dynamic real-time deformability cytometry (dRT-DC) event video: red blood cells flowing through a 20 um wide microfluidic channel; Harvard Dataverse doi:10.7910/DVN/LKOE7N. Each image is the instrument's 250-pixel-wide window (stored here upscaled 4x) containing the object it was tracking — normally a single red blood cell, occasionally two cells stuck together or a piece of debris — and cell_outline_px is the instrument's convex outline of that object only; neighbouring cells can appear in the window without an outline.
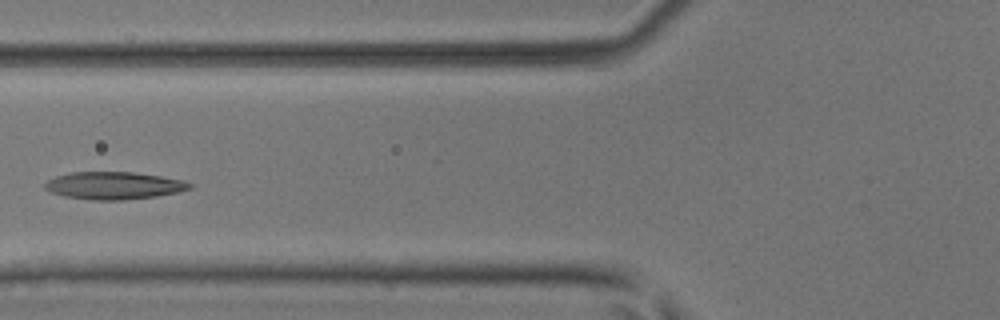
{"species": "common noctule bat (a hibernating species)", "species_latin": "Nyctalus noctula", "temperature_condition": "room temperature", "stored_images_in_passage": 5, "camera_frame_rate_fps": 3000, "um_per_image_px": 0.085, "animal": {"sex": "male", "body_mass_g": 17.9, "forearm_length_mm": 54.2}, "frame": {"image": 1, "passage_image": 5, "time_ms": 1.333, "image_size_px": [1000, 320], "cell_outline_px": [[192, 188], [180, 192], [156, 196], [124, 200], [92, 200], [64, 196], [48, 192], [44, 188], [44, 184], [48, 180], [56, 176], [72, 172], [132, 172], [160, 176], [184, 180], [192, 184]], "centroid_in_image_um": [9.68, 15.78], "position_along_channel_um": 116.1, "area_um2": 23.29}}